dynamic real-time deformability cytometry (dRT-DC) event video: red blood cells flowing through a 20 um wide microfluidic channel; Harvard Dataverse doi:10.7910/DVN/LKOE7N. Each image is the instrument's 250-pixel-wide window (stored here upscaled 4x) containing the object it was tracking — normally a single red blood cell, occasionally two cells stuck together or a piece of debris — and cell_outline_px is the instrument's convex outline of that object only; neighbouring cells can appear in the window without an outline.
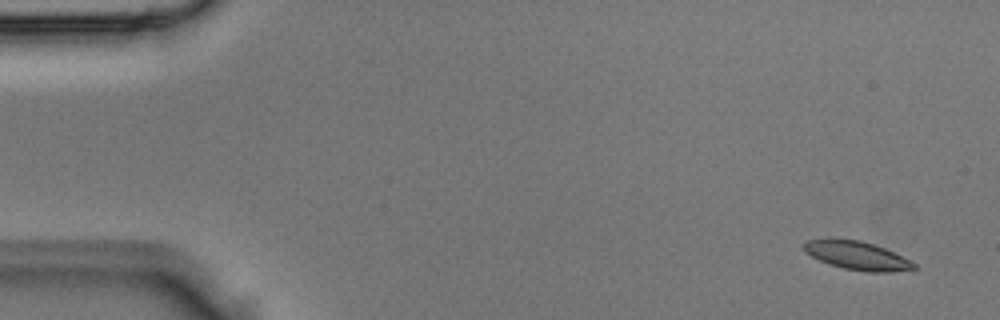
{"species": "Egyptian fruit bat (a non-hibernating species)", "species_latin": "Rousettus aegyptiacus", "temperature_condition": "room temperature", "stored_images_in_passage": 3, "camera_frame_rate_fps": 3000, "um_per_image_px": 0.085, "animal": {"sex": "male"}, "frame": {"image": 1, "passage_image": 1, "time_ms": 0.0, "image_size_px": [1000, 320], "cell_outline_px": [[916, 268], [888, 272], [868, 272], [844, 268], [828, 264], [804, 252], [804, 240], [828, 236], [860, 240], [884, 248], [916, 264]], "centroid_in_image_um": [72.73, 21.68], "position_along_channel_um": 12.3, "area_um2": 18.44}}
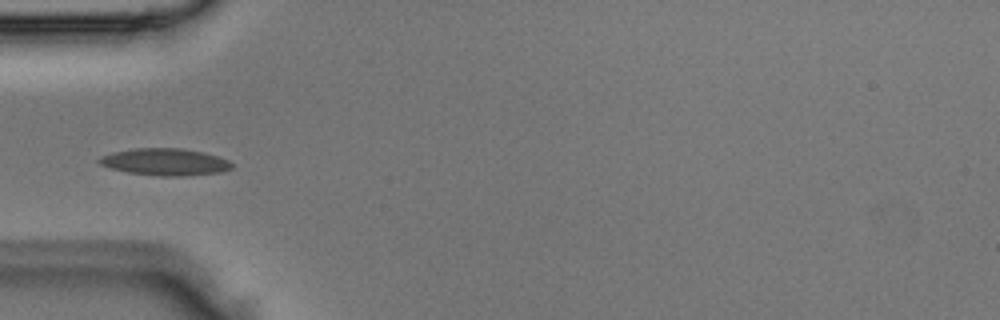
{"frame": {"image": 2, "passage_image": 3, "time_ms": 0.667, "image_size_px": [1000, 320], "cell_outline_px": [[232, 168], [220, 172], [180, 176], [160, 176], [128, 172], [112, 168], [100, 164], [96, 160], [100, 156], [112, 152], [136, 148], [180, 148], [204, 152], [228, 160], [232, 164]], "centroid_in_image_um": [14.0, 13.75], "position_along_channel_um": 71.0, "area_um2": 20.69}}